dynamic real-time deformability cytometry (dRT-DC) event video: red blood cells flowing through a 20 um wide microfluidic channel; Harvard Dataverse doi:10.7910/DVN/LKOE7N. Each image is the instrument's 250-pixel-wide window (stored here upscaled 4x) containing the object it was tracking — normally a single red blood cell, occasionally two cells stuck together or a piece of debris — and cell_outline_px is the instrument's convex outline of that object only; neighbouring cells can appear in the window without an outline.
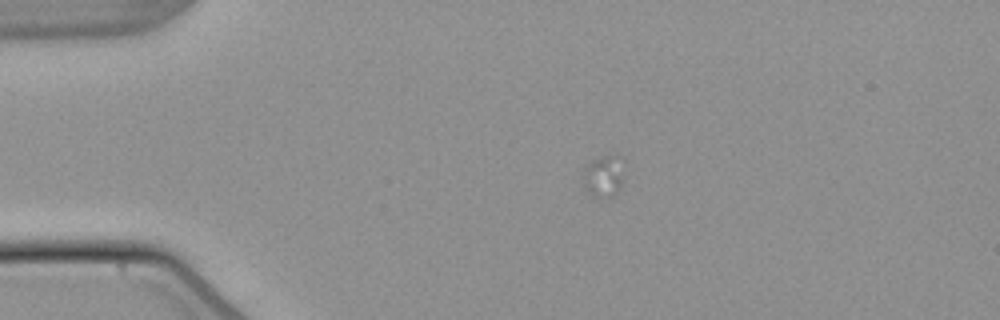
{"species": "common noctule bat (a hibernating species)", "species_latin": "Nyctalus noctula", "temperature_condition": "warm", "stored_images_in_passage": 10, "camera_frame_rate_fps": 3000, "um_per_image_px": 0.085, "animal": {"sex": "male", "body_mass_g": 21.5, "forearm_length_mm": 52.0}, "frame": {"image": 1, "passage_image": 1, "time_ms": 0.0, "image_size_px": [1000, 320], "cell_outline_px": [[624, 176], [620, 188], [608, 200], [588, 196], [584, 188], [584, 168], [592, 160], [608, 152], [624, 156]], "centroid_in_image_um": [51.36, 14.95], "position_along_channel_um": 33.6, "area_um2": 10.92}}